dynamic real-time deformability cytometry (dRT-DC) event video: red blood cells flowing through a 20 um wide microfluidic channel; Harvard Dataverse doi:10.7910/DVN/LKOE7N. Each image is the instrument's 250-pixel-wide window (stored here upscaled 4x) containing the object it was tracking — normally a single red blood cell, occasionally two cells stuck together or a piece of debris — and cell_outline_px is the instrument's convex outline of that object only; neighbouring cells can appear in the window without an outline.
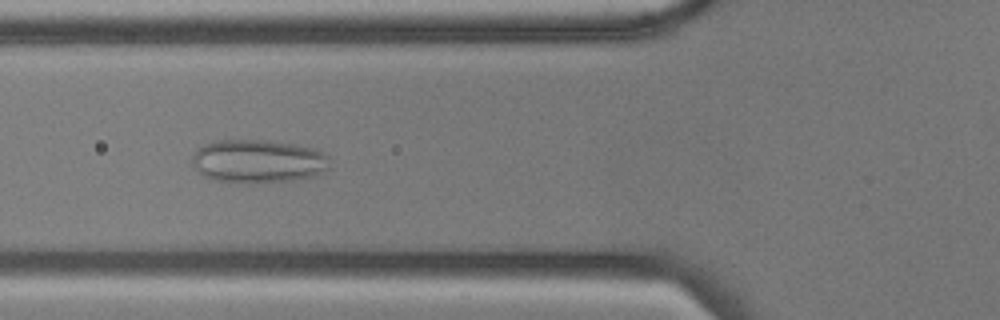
{"species": "common noctule bat (a hibernating species)", "species_latin": "Nyctalus noctula", "temperature_condition": "cold", "stored_images_in_passage": 54, "camera_frame_rate_fps": 3000, "um_per_image_px": 0.085, "animal": {"sex": "male", "body_mass_g": 17.9, "forearm_length_mm": 54.2}, "frame": {"image": 1, "passage_image": 19, "time_ms": 6.0, "image_size_px": [1000, 320], "cell_outline_px": [[332, 160], [328, 168], [316, 176], [292, 180], [244, 184], [216, 180], [204, 176], [192, 168], [192, 156], [196, 148], [204, 144], [216, 140], [264, 140], [296, 144], [316, 148], [328, 156]], "centroid_in_image_um": [21.93, 13.7], "position_along_channel_um": 103.9, "area_um2": 35.43}}
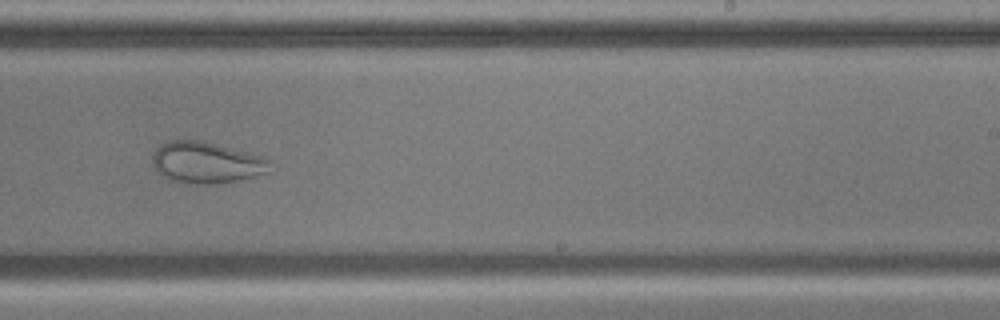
{"frame": {"image": 2, "passage_image": 33, "time_ms": 10.667, "image_size_px": [1000, 320], "cell_outline_px": [[272, 172], [240, 180], [220, 184], [188, 184], [168, 180], [152, 164], [152, 156], [156, 148], [160, 144], [168, 140], [200, 140], [216, 144], [260, 156], [272, 160]], "centroid_in_image_um": [17.57, 13.84], "position_along_channel_um": 271.4, "area_um2": 28.73}}
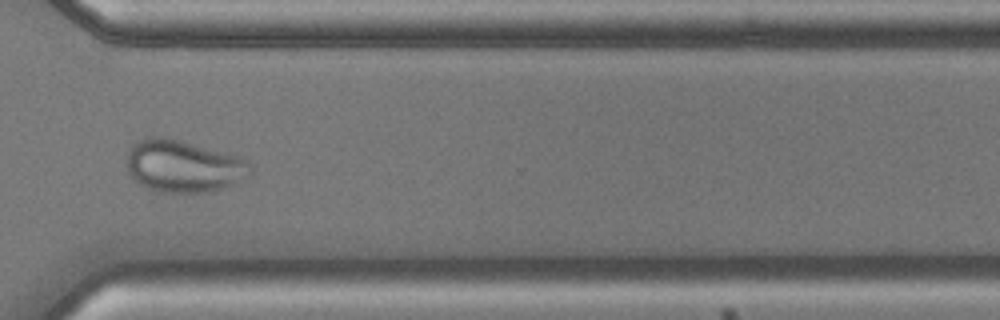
{"frame": {"image": 3, "passage_image": 40, "time_ms": 13.0, "image_size_px": [1000, 320], "cell_outline_px": [[252, 172], [248, 176], [232, 184], [208, 192], [156, 192], [140, 184], [128, 172], [124, 160], [132, 144], [144, 136], [160, 136], [192, 144], [236, 156], [252, 164]], "centroid_in_image_um": [15.52, 14.12], "position_along_channel_um": 355.1, "area_um2": 37.34}}